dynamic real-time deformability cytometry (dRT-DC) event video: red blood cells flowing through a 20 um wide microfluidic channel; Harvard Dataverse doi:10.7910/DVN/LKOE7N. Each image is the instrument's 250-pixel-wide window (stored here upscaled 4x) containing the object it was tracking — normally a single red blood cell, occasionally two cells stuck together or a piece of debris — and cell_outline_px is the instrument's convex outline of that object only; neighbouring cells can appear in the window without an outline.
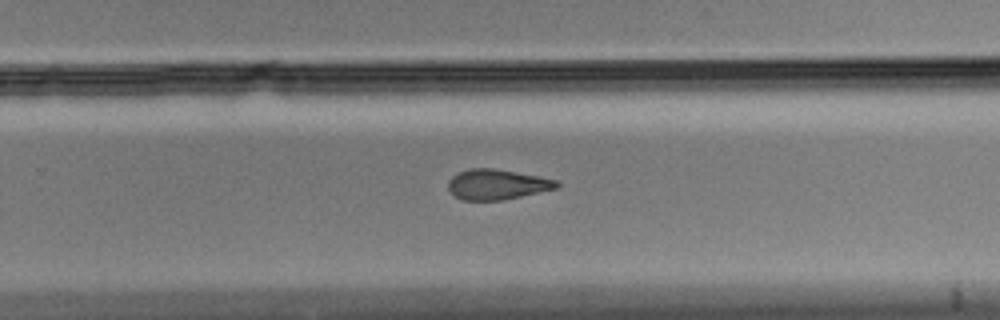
{"species": "Egyptian fruit bat (a non-hibernating species)", "species_latin": "Rousettus aegyptiacus", "temperature_condition": "cold", "stored_images_in_passage": 9, "segment_of_instrument_passage": [2, 2], "camera_frame_rate_fps": 3000, "um_per_image_px": 0.085, "animal": {"sex": "male"}, "frame": {"image": 1, "passage_image": 9, "time_ms": 2.667, "image_size_px": [1000, 320], "cell_outline_px": [[560, 184], [556, 188], [504, 200], [460, 200], [448, 188], [448, 180], [452, 176], [460, 172], [472, 168], [492, 168], [536, 176], [556, 180]], "centroid_in_image_um": [42.21, 15.68], "position_along_channel_um": 287.6, "area_um2": 18.79}}